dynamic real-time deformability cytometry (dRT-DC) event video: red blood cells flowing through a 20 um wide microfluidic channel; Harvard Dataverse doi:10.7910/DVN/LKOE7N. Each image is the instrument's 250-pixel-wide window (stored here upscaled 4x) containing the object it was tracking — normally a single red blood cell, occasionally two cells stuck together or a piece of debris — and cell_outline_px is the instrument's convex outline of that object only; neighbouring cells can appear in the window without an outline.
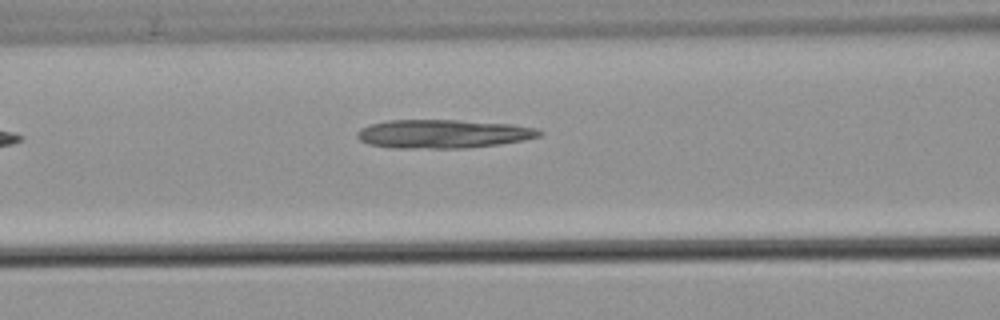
{"species": "common noctule bat (a hibernating species)", "species_latin": "Nyctalus noctula", "temperature_condition": "warm", "stored_images_in_passage": 5, "camera_frame_rate_fps": 3000, "um_per_image_px": 0.085, "animal": {"sex": "male", "body_mass_g": 21.5, "forearm_length_mm": 52.0}, "frame": {"image": 1, "passage_image": 5, "time_ms": 5.0, "image_size_px": [1000, 320], "cell_outline_px": [[544, 132], [540, 136], [524, 140], [500, 144], [464, 148], [396, 148], [368, 144], [360, 140], [356, 136], [356, 132], [360, 128], [368, 124], [388, 120], [456, 120], [512, 124], [540, 128]], "centroid_in_image_um": [37.67, 11.37], "position_along_channel_um": 128.9, "area_um2": 30.63}}